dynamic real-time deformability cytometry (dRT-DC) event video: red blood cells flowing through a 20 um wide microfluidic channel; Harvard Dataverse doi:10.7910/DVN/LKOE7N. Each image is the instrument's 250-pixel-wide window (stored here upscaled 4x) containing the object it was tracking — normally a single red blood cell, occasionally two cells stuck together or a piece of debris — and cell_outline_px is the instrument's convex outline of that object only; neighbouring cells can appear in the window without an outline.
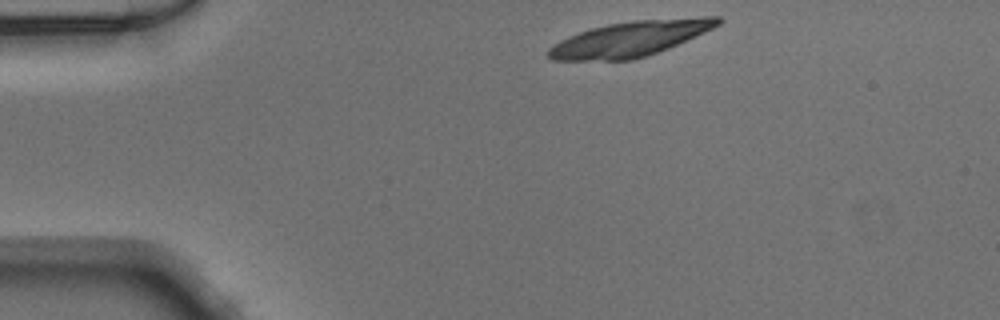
{"species": "Egyptian fruit bat (a non-hibernating species)", "species_latin": "Rousettus aegyptiacus", "temperature_condition": "warm", "stored_images_in_passage": 8, "camera_frame_rate_fps": 3000, "um_per_image_px": 0.085, "animal": {"sex": "male"}, "frame": {"image": 1, "passage_image": 1, "time_ms": 0.0, "image_size_px": [1000, 320], "cell_outline_px": [[724, 20], [720, 24], [704, 32], [668, 48], [632, 60], [552, 60], [548, 56], [548, 48], [560, 40], [568, 36], [592, 28], [608, 24], [632, 20], [700, 16], [720, 16]], "centroid_in_image_um": [53.6, 3.27], "position_along_channel_um": 31.4, "area_um2": 34.62}}